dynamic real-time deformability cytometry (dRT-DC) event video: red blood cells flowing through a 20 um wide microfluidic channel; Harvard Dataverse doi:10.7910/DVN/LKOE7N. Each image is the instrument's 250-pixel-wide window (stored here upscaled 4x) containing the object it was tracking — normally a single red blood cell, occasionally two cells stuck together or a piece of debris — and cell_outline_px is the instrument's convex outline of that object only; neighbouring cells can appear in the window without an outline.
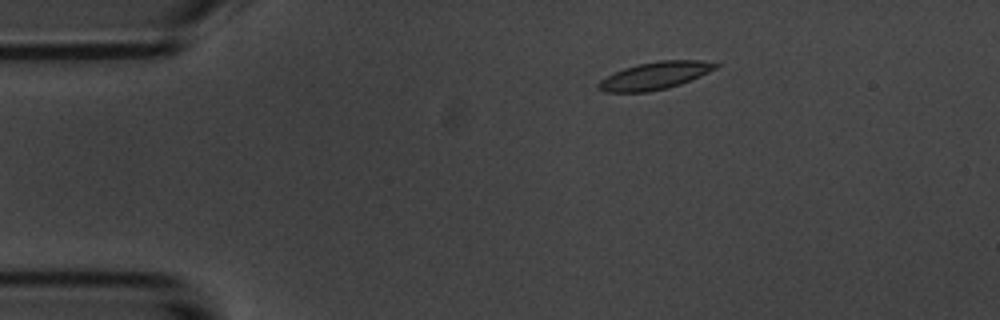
{"species": "common noctule bat (a hibernating species)", "species_latin": "Nyctalus noctula", "temperature_condition": "room temperature", "stored_images_in_passage": 4, "camera_frame_rate_fps": 3000, "um_per_image_px": 0.085, "animal": {"sex": "male", "body_mass_g": 20.1, "forearm_length_mm": 53.5}, "frame": {"image": 1, "passage_image": 2, "time_ms": 1.333, "image_size_px": [1000, 320], "cell_outline_px": [[720, 64], [716, 68], [700, 76], [680, 84], [668, 88], [648, 92], [604, 92], [596, 88], [596, 84], [600, 80], [624, 68], [636, 64], [660, 60], [700, 60]], "centroid_in_image_um": [55.64, 6.44], "position_along_channel_um": 29.4, "area_um2": 18.73}}